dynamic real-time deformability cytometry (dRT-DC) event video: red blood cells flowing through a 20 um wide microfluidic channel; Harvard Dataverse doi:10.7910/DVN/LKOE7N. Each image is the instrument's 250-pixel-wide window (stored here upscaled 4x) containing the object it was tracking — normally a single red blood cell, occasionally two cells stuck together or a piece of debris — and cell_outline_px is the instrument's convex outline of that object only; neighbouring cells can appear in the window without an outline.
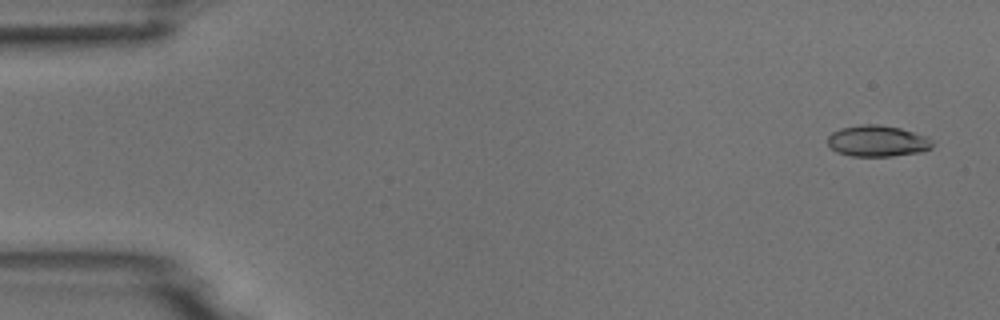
{"species": "common noctule bat (a hibernating species)", "species_latin": "Nyctalus noctula", "temperature_condition": "room temperature", "stored_images_in_passage": 6, "camera_frame_rate_fps": 3000, "um_per_image_px": 0.085, "animal": {"sex": "male", "body_mass_g": 18.8}, "frame": {"image": 1, "passage_image": 1, "time_ms": 0.0, "image_size_px": [1000, 320], "cell_outline_px": [[932, 148], [924, 152], [892, 156], [852, 156], [836, 152], [828, 144], [828, 136], [832, 132], [840, 128], [860, 124], [880, 124], [900, 128], [928, 136], [932, 140]], "centroid_in_image_um": [74.61, 11.98], "position_along_channel_um": 10.4, "area_um2": 19.31}}
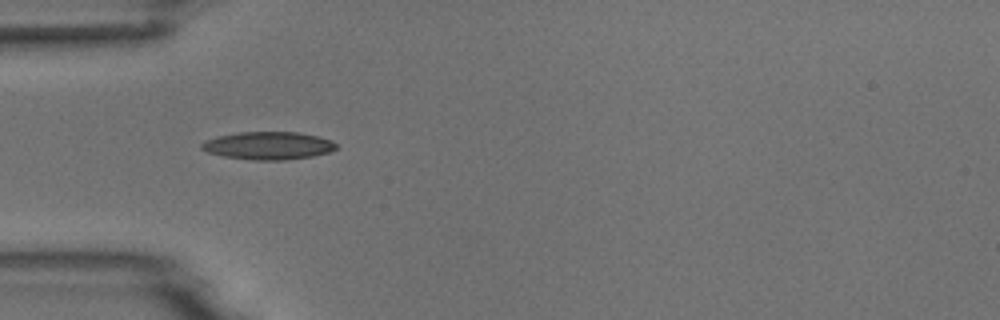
{"frame": {"image": 2, "passage_image": 5, "time_ms": 4.667, "image_size_px": [1000, 320], "cell_outline_px": [[336, 148], [328, 152], [312, 156], [284, 160], [252, 160], [224, 156], [208, 152], [200, 148], [200, 144], [204, 140], [216, 136], [240, 132], [296, 132], [316, 136], [332, 140], [336, 144]], "centroid_in_image_um": [22.76, 12.37], "position_along_channel_um": 62.2, "area_um2": 21.73}}